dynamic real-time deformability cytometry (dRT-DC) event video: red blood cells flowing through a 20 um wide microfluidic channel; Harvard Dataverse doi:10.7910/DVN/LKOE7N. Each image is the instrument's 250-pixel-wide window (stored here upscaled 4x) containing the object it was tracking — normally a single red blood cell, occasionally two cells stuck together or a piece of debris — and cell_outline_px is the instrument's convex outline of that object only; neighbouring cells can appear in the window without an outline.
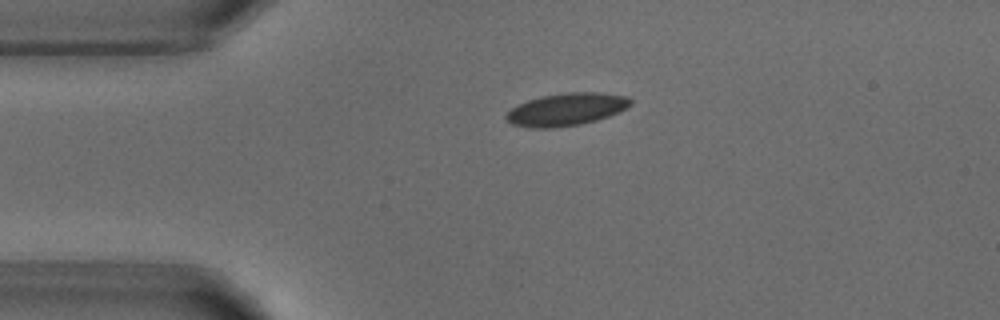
{"species": "common noctule bat (a hibernating species)", "species_latin": "Nyctalus noctula", "temperature_condition": "warm", "stored_images_in_passage": 2, "camera_frame_rate_fps": 3000, "um_per_image_px": 0.085, "animal": {"sex": "male", "body_mass_g": 18.8}, "frame": {"image": 1, "passage_image": 1, "time_ms": 0.0, "image_size_px": [1000, 320], "cell_outline_px": [[632, 104], [620, 112], [596, 120], [580, 124], [556, 128], [532, 128], [512, 124], [504, 116], [512, 108], [528, 100], [540, 96], [568, 92], [600, 92], [628, 96], [632, 100]], "centroid_in_image_um": [48.18, 9.29], "position_along_channel_um": 36.8, "area_um2": 23.64}}